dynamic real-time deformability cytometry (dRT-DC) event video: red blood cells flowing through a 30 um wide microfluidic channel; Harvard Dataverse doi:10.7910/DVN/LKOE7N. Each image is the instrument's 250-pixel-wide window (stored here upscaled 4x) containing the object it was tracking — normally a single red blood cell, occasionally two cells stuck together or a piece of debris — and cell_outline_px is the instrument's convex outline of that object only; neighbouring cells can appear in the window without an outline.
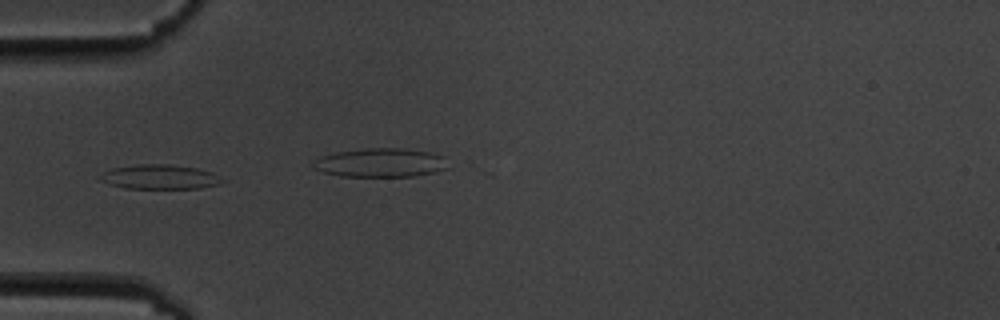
{"species": "common noctule bat (a hibernating species)", "species_latin": "Nyctalus noctula", "temperature_condition": "cold", "stored_images_in_passage": 10, "camera_frame_rate_fps": 3000, "um_per_image_px": 0.085, "animal": {"sex": "male", "body_mass_g": 19.5, "forearm_length_mm": 54.6}, "frame": {"image": 1, "passage_image": 5, "time_ms": 5.667, "image_size_px": [1000, 320], "cell_outline_px": [[228, 180], [220, 184], [200, 188], [124, 188], [108, 184], [100, 180], [96, 176], [112, 168], [136, 164], [172, 164], [196, 168], [212, 172]], "centroid_in_image_um": [13.59, 15.03], "position_along_channel_um": 71.4, "area_um2": 17.69}}